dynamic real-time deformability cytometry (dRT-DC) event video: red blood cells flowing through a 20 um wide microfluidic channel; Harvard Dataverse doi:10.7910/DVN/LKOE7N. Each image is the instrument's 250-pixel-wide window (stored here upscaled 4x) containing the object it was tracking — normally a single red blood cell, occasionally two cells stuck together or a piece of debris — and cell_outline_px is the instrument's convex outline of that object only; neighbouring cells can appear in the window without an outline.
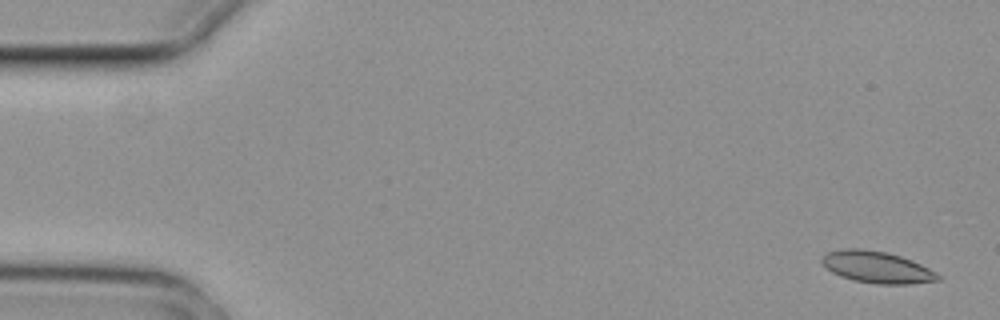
{"species": "common noctule bat (a hibernating species)", "species_latin": "Nyctalus noctula", "temperature_condition": "cold", "stored_images_in_passage": 4, "camera_frame_rate_fps": 3000, "um_per_image_px": 0.085, "animal": {"sex": "female", "body_mass_g": 29.2, "forearm_length_mm": 56.3}, "frame": {"image": 1, "passage_image": 1, "time_ms": 0.0, "image_size_px": [1000, 320], "cell_outline_px": [[940, 280], [908, 284], [876, 284], [852, 280], [840, 276], [832, 272], [820, 260], [828, 252], [844, 248], [860, 248], [888, 252], [912, 260], [936, 272], [940, 276]], "centroid_in_image_um": [74.54, 22.71], "position_along_channel_um": 10.5, "area_um2": 21.39}}
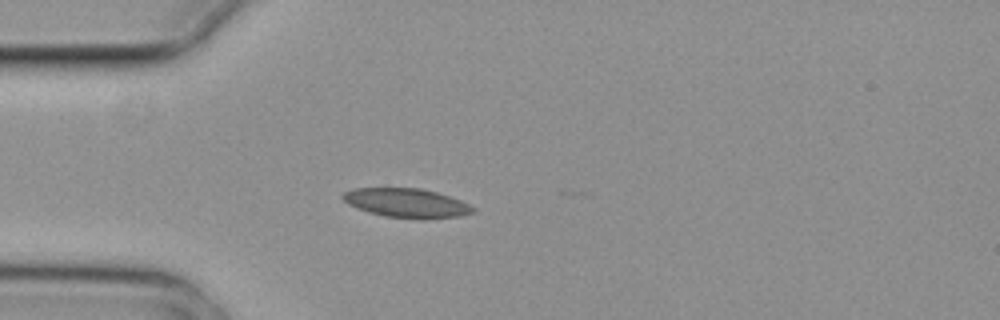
{"frame": {"image": 2, "passage_image": 4, "time_ms": 1.0, "image_size_px": [1000, 320], "cell_outline_px": [[476, 212], [460, 216], [420, 220], [384, 216], [368, 212], [356, 208], [348, 204], [340, 196], [344, 192], [352, 188], [420, 188], [436, 192], [460, 200], [476, 208]], "centroid_in_image_um": [34.56, 17.27], "position_along_channel_um": 50.4, "area_um2": 22.37}}